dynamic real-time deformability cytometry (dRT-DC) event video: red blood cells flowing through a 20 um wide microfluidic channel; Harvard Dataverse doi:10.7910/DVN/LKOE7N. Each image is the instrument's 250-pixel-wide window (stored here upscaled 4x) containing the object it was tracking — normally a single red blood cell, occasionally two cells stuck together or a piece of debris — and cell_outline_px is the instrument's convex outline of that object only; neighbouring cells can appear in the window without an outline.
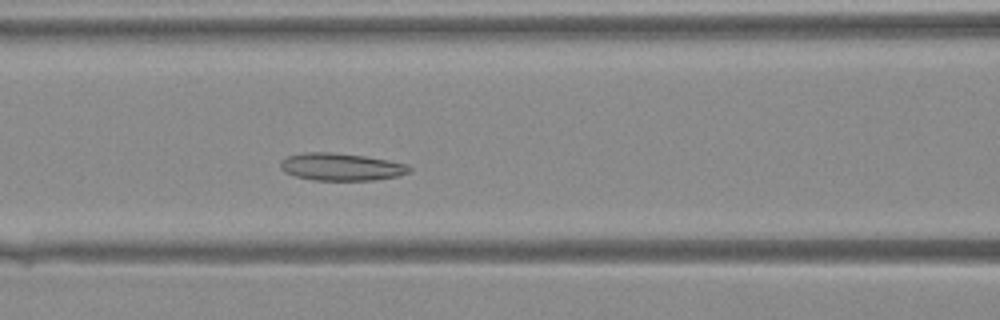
{"species": "Egyptian fruit bat (a non-hibernating species)", "species_latin": "Rousettus aegyptiacus", "temperature_condition": "warm", "stored_images_in_passage": 37, "camera_frame_rate_fps": 3000, "um_per_image_px": 0.085, "animal": {"sex": "female"}, "frame": {"image": 1, "passage_image": 14, "time_ms": 4.333, "image_size_px": [1000, 320], "cell_outline_px": [[412, 172], [400, 176], [372, 180], [312, 180], [296, 176], [284, 172], [280, 168], [280, 160], [288, 156], [304, 152], [328, 152], [364, 156], [388, 160], [408, 164], [412, 168]], "centroid_in_image_um": [29.02, 14.19], "position_along_channel_um": 137.6, "area_um2": 20.75}}
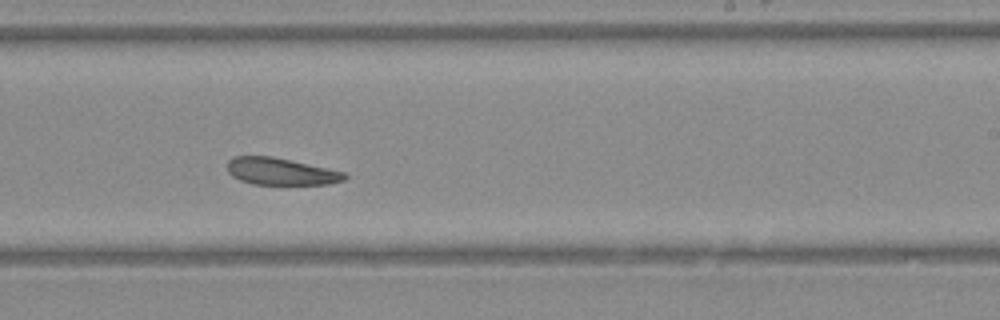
{"frame": {"image": 2, "passage_image": 22, "time_ms": 7.0, "image_size_px": [1000, 320], "cell_outline_px": [[348, 176], [344, 180], [328, 184], [252, 184], [240, 180], [232, 176], [228, 172], [228, 160], [236, 156], [272, 156], [344, 172]], "centroid_in_image_um": [23.85, 14.57], "position_along_channel_um": 265.2, "area_um2": 18.26}}
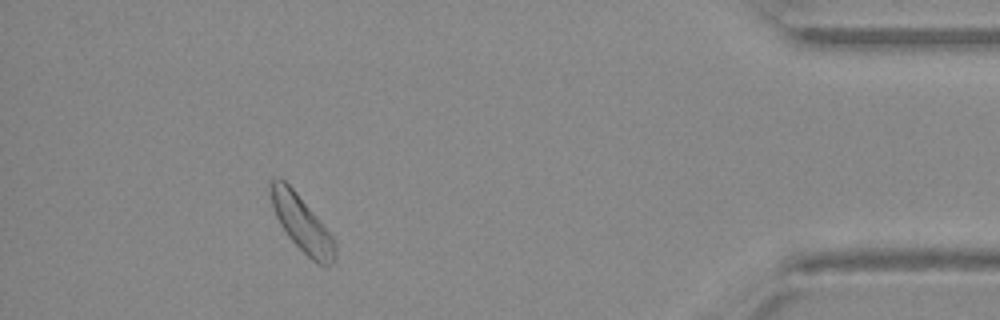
{"frame": {"image": 3, "passage_image": 34, "time_ms": 11.0, "image_size_px": [1000, 320], "cell_outline_px": [[336, 260], [328, 268], [324, 268], [316, 264], [288, 236], [280, 224], [272, 208], [268, 184], [276, 176], [284, 180], [296, 192], [316, 216], [332, 236], [336, 244]], "centroid_in_image_um": [25.66, 19.03], "position_along_channel_um": 409.5, "area_um2": 21.04}}